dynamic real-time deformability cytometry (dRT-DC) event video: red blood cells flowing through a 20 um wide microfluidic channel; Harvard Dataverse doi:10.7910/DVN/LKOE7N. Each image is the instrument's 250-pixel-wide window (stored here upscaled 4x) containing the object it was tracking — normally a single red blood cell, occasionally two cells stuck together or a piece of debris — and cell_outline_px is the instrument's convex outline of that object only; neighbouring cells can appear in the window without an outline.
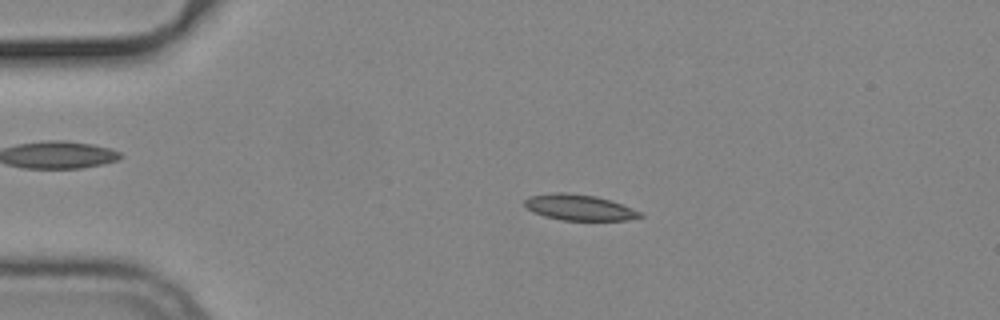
{"species": "common noctule bat (a hibernating species)", "species_latin": "Nyctalus noctula", "temperature_condition": "cold", "stored_images_in_passage": 53, "camera_frame_rate_fps": 3000, "um_per_image_px": 0.085, "animal": {"sex": "male", "body_mass_g": 19.2, "forearm_length_mm": 51.8}, "frame": {"image": 1, "passage_image": 11, "time_ms": 3.333, "image_size_px": [1000, 320], "cell_outline_px": [[644, 216], [628, 220], [560, 220], [544, 216], [532, 212], [524, 204], [524, 200], [528, 196], [556, 192], [564, 192], [596, 196], [632, 208], [640, 212]], "centroid_in_image_um": [49.19, 17.63], "position_along_channel_um": 35.8, "area_um2": 17.28}}
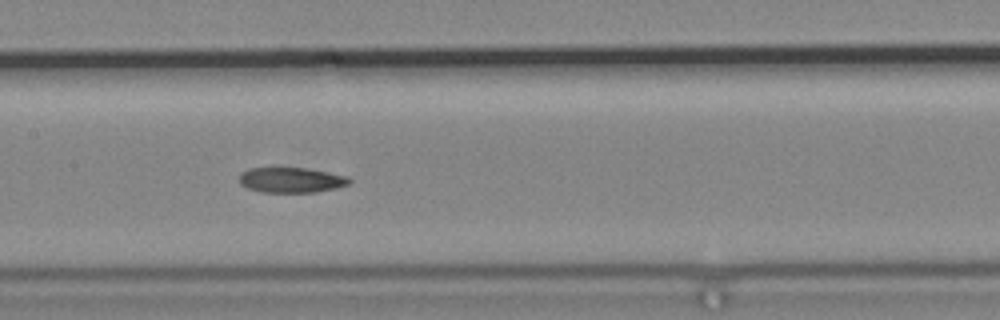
{"frame": {"image": 2, "passage_image": 26, "time_ms": 8.333, "image_size_px": [1000, 320], "cell_outline_px": [[352, 180], [348, 184], [336, 188], [316, 192], [264, 192], [248, 188], [240, 184], [240, 172], [248, 168], [304, 168], [348, 176]], "centroid_in_image_um": [24.74, 15.3], "position_along_channel_um": 182.7, "area_um2": 16.07}}
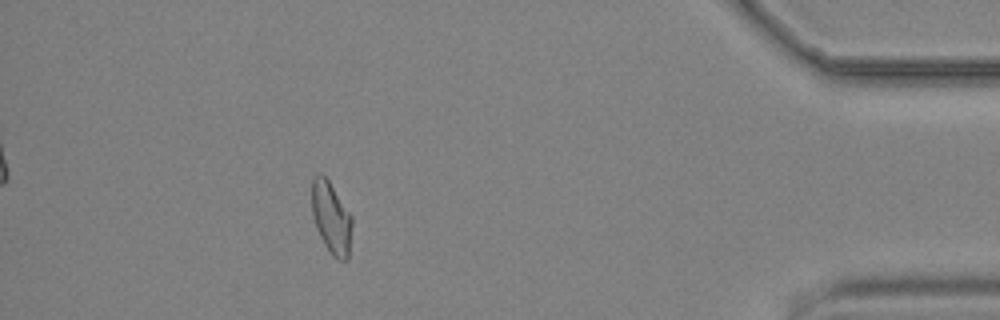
{"frame": {"image": 3, "passage_image": 48, "time_ms": 15.667, "image_size_px": [1000, 320], "cell_outline_px": [[352, 224], [348, 260], [340, 260], [332, 256], [324, 244], [316, 228], [312, 216], [312, 180], [316, 172], [320, 172], [328, 180], [352, 216]], "centroid_in_image_um": [28.14, 18.51], "position_along_channel_um": 407.1, "area_um2": 16.88}, "authors_computed_cell_mechanics": {"area_um2": 16.9932, "velocity_mm_per_s": 3.7667, "shape_relaxation_time_tau1_ms": null, "shape_relaxation_time_tau2_ms": 3.8822, "deformation_change_tau1": null, "deformation_change_tau2": 0.0957}}